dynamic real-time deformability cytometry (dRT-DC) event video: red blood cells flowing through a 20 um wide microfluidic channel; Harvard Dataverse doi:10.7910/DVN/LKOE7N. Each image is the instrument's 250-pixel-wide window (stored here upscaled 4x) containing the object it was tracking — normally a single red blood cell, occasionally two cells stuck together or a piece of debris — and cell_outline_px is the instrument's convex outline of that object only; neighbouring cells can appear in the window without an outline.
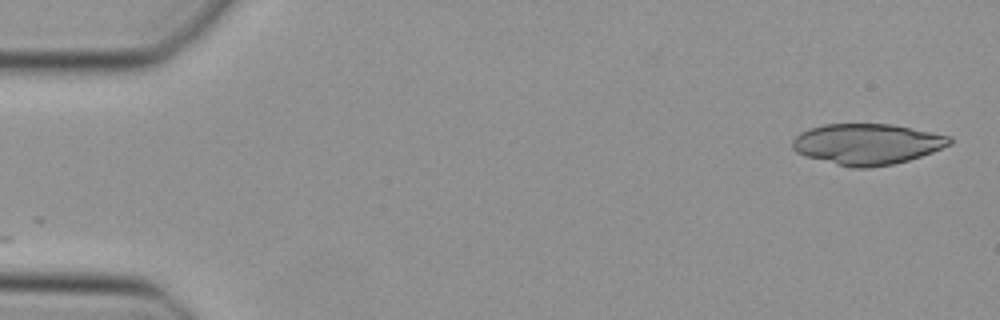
{"species": "Egyptian fruit bat (a non-hibernating species)", "species_latin": "Rousettus aegyptiacus", "temperature_condition": "cold", "stored_images_in_passage": 46, "camera_frame_rate_fps": 3000, "um_per_image_px": 0.085, "animal": {"sex": "female"}, "frame": {"image": 1, "passage_image": 1, "time_ms": 0.0, "image_size_px": [1000, 320], "cell_outline_px": [[952, 144], [932, 152], [908, 160], [892, 164], [868, 168], [852, 168], [804, 156], [796, 152], [792, 148], [792, 140], [800, 132], [808, 128], [824, 124], [892, 124], [952, 136]], "centroid_in_image_um": [73.69, 12.24], "position_along_channel_um": 11.3, "area_um2": 37.57}}
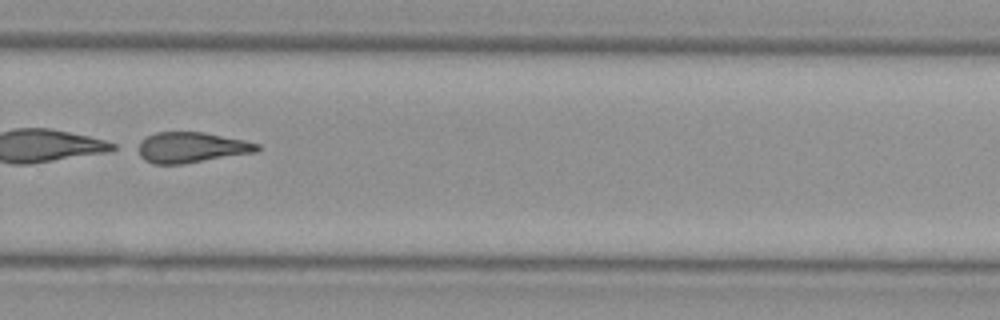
{"frame": {"image": 2, "passage_image": 32, "time_ms": 10.333, "image_size_px": [1000, 320], "cell_outline_px": [[260, 148], [256, 152], [184, 164], [152, 164], [144, 160], [140, 156], [140, 140], [144, 136], [156, 132], [204, 132], [244, 140], [260, 144]], "centroid_in_image_um": [16.26, 12.53], "position_along_channel_um": 313.5, "area_um2": 21.27}}